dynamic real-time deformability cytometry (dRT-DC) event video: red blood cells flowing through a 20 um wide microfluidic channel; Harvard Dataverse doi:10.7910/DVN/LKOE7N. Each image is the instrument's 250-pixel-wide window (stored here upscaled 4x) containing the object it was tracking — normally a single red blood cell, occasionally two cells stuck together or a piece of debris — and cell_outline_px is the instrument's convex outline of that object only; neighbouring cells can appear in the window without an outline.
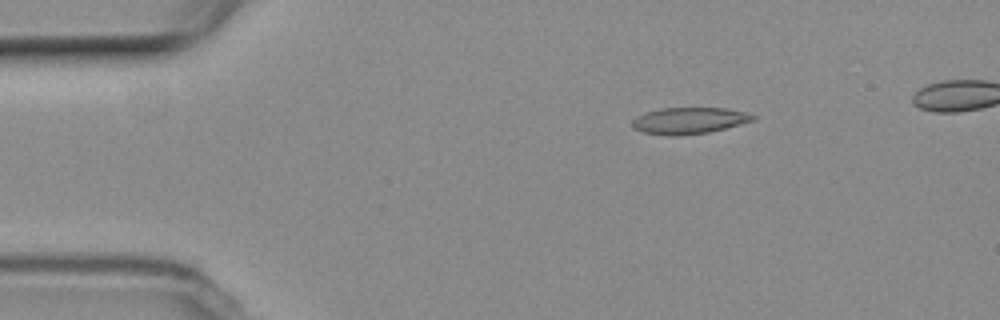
{"species": "common noctule bat (a hibernating species)", "species_latin": "Nyctalus noctula", "temperature_condition": "room temperature", "stored_images_in_passage": 6, "camera_frame_rate_fps": 3000, "um_per_image_px": 0.085, "animal": {"sex": "female", "body_mass_g": 19.3, "forearm_length_mm": 54.1}, "frame": {"image": 1, "passage_image": 3, "time_ms": 2.667, "image_size_px": [1000, 320], "cell_outline_px": [[756, 120], [708, 132], [680, 136], [672, 136], [640, 132], [632, 128], [632, 120], [636, 116], [660, 108], [728, 108], [744, 112], [756, 116]], "centroid_in_image_um": [58.54, 10.26], "position_along_channel_um": 26.5, "area_um2": 18.67}}
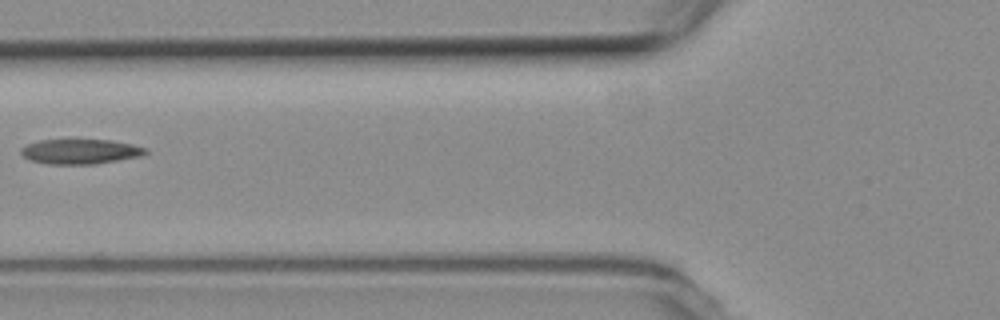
{"frame": {"image": 2, "passage_image": 6, "time_ms": 7.0, "image_size_px": [1000, 320], "cell_outline_px": [[148, 152], [140, 156], [96, 164], [48, 164], [28, 160], [20, 152], [20, 148], [28, 144], [40, 140], [112, 140], [132, 144], [148, 148]], "centroid_in_image_um": [6.83, 12.88], "position_along_channel_um": 119.0, "area_um2": 18.09}}